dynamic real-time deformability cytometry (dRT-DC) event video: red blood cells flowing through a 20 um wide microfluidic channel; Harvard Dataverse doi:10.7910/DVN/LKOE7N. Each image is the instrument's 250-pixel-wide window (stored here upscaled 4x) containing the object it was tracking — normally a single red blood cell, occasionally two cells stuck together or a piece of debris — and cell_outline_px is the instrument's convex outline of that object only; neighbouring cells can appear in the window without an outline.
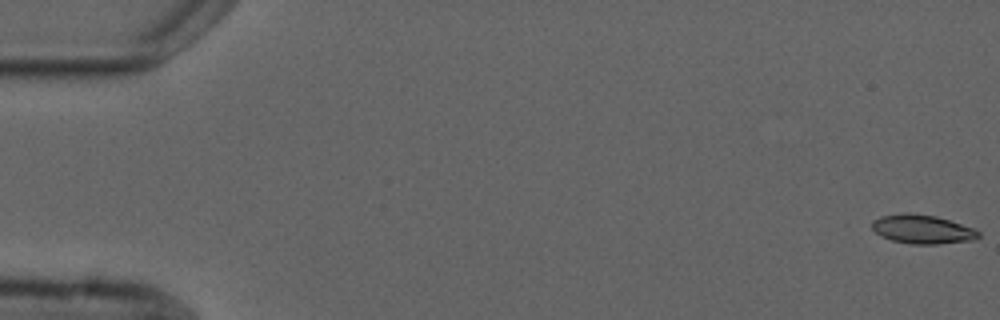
{"species": "common noctule bat (a hibernating species)", "species_latin": "Nyctalus noctula", "temperature_condition": "cold", "stored_images_in_passage": 3, "camera_frame_rate_fps": 3000, "um_per_image_px": 0.085, "animal": {"sex": "male", "forearm_length_mm": 52.5}, "frame": {"image": 1, "passage_image": 1, "time_ms": 0.0, "image_size_px": [1000, 320], "cell_outline_px": [[980, 236], [976, 240], [936, 244], [912, 244], [892, 240], [880, 236], [872, 228], [872, 220], [880, 216], [908, 212], [936, 216], [976, 228], [980, 232]], "centroid_in_image_um": [78.43, 19.48], "position_along_channel_um": 6.6, "area_um2": 18.15}}
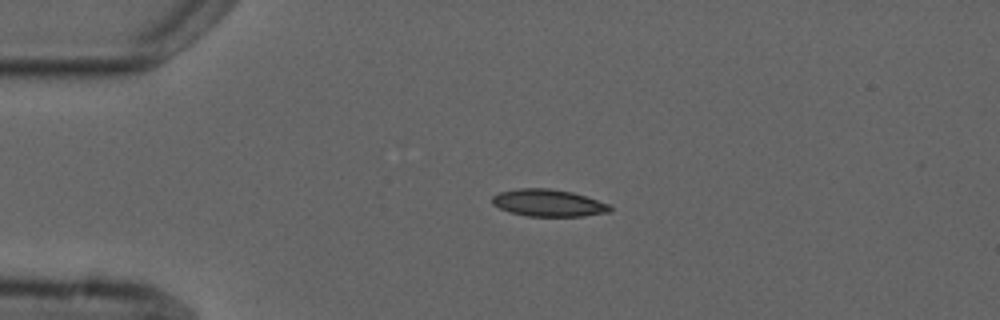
{"frame": {"image": 2, "passage_image": 2, "time_ms": 4.0, "image_size_px": [1000, 320], "cell_outline_px": [[612, 212], [584, 216], [528, 216], [512, 212], [500, 208], [492, 204], [492, 196], [500, 192], [516, 188], [548, 188], [572, 192], [608, 204], [612, 208]], "centroid_in_image_um": [46.61, 17.25], "position_along_channel_um": 38.4, "area_um2": 18.5}}